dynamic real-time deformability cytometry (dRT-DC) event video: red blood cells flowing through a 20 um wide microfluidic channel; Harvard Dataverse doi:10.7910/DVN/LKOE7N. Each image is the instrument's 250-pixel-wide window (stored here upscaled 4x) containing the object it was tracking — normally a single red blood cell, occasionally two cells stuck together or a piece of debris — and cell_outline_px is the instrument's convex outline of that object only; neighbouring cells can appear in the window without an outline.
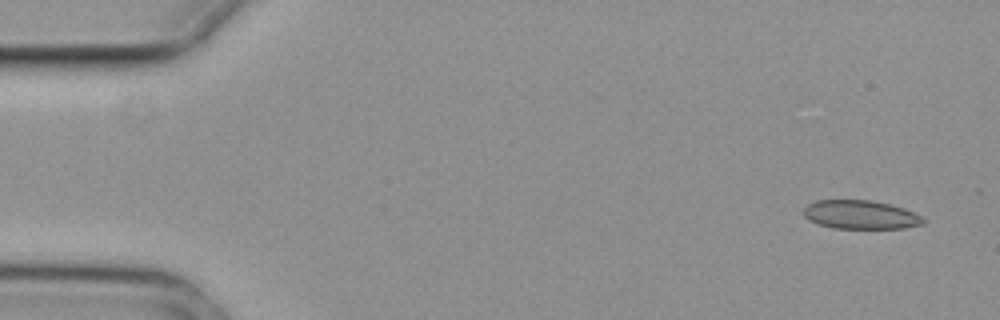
{"species": "common noctule bat (a hibernating species)", "species_latin": "Nyctalus noctula", "temperature_condition": "cold", "stored_images_in_passage": 4, "camera_frame_rate_fps": 3000, "um_per_image_px": 0.085, "animal": {"sex": "female", "body_mass_g": 29.2, "forearm_length_mm": 56.3}, "frame": {"image": 1, "passage_image": 1, "time_ms": 0.0, "image_size_px": [1000, 320], "cell_outline_px": [[924, 224], [904, 228], [832, 228], [816, 224], [808, 220], [804, 216], [804, 208], [808, 204], [816, 200], [872, 200], [904, 208], [920, 216], [924, 220]], "centroid_in_image_um": [73.1, 18.25], "position_along_channel_um": 11.9, "area_um2": 20.0}}